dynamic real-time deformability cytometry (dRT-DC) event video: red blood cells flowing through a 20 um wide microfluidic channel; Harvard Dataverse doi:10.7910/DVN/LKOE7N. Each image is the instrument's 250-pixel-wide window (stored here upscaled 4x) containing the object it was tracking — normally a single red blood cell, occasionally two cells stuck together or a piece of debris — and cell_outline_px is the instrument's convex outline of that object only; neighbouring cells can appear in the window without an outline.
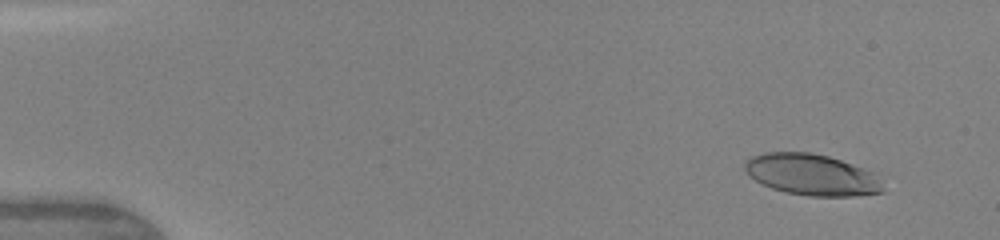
{"species": "human", "species_latin": "Homo sapiens", "temperature_condition": "warm", "stored_images_in_passage": 8, "camera_frame_rate_fps": 3000, "um_per_image_px": 0.085, "donor": {"sex": "female"}, "frame": {"image": 1, "passage_image": 1, "time_ms": 0.0, "image_size_px": [1000, 240], "cell_outline_px": [[884, 192], [852, 196], [808, 196], [788, 192], [772, 188], [748, 176], [744, 168], [744, 164], [752, 156], [764, 152], [808, 152], [828, 156], [876, 172]], "centroid_in_image_um": [69.01, 14.84], "position_along_channel_um": 16.0, "area_um2": 33.12}}
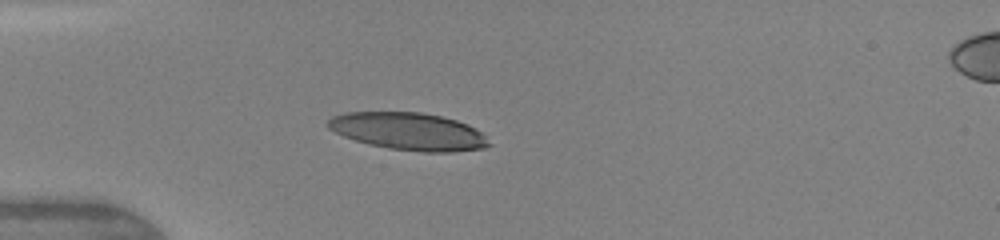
{"frame": {"image": 2, "passage_image": 5, "time_ms": 3.333, "image_size_px": [1000, 240], "cell_outline_px": [[492, 144], [484, 148], [452, 152], [424, 152], [388, 148], [368, 144], [344, 136], [328, 128], [328, 120], [332, 116], [344, 112], [420, 112], [440, 116], [456, 120], [468, 124], [480, 132]], "centroid_in_image_um": [34.73, 11.17], "position_along_channel_um": 50.3, "area_um2": 34.97}}